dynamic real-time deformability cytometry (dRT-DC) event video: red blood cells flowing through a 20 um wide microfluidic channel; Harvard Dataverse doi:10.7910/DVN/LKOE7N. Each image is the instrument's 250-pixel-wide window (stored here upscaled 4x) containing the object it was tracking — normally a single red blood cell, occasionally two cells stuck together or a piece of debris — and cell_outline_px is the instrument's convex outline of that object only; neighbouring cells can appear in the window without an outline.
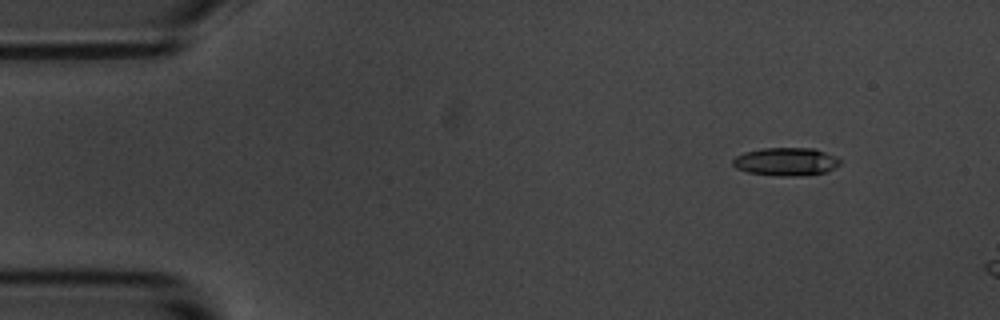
{"species": "common noctule bat (a hibernating species)", "species_latin": "Nyctalus noctula", "temperature_condition": "room temperature", "stored_images_in_passage": 4, "camera_frame_rate_fps": 3000, "um_per_image_px": 0.085, "animal": {"sex": "male", "body_mass_g": 20.1, "forearm_length_mm": 53.5}, "frame": {"image": 1, "passage_image": 2, "time_ms": 1.333, "image_size_px": [1000, 320], "cell_outline_px": [[840, 164], [824, 172], [800, 176], [776, 176], [748, 172], [736, 168], [732, 164], [732, 160], [736, 156], [744, 152], [764, 148], [812, 148], [836, 156], [840, 160]], "centroid_in_image_um": [66.78, 13.74], "position_along_channel_um": 18.2, "area_um2": 17.46}}